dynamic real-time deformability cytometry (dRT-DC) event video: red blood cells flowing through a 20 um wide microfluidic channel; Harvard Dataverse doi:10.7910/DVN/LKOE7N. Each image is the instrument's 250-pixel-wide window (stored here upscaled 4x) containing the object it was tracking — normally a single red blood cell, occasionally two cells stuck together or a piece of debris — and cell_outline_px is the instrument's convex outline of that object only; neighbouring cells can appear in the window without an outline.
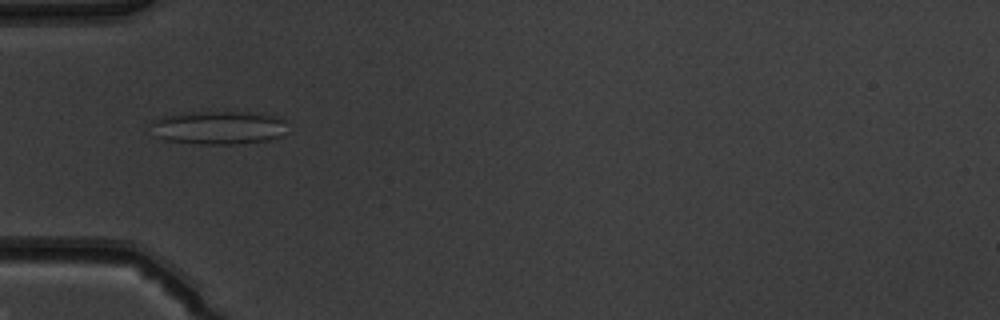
{"species": "common noctule bat (a hibernating species)", "species_latin": "Nyctalus noctula", "temperature_condition": "warm", "stored_images_in_passage": 43, "camera_frame_rate_fps": 3000, "um_per_image_px": 0.085, "animal": {"sex": "male", "body_mass_g": 19.5, "forearm_length_mm": 54.6}, "frame": {"image": 1, "passage_image": 10, "time_ms": 3.0, "image_size_px": [1000, 320], "cell_outline_px": [[284, 132], [280, 136], [268, 140], [236, 144], [200, 144], [164, 140], [156, 136], [148, 124], [152, 120], [164, 116], [192, 112], [252, 112], [280, 116], [284, 120]], "centroid_in_image_um": [18.54, 10.84], "position_along_channel_um": 66.5, "area_um2": 26.7}}
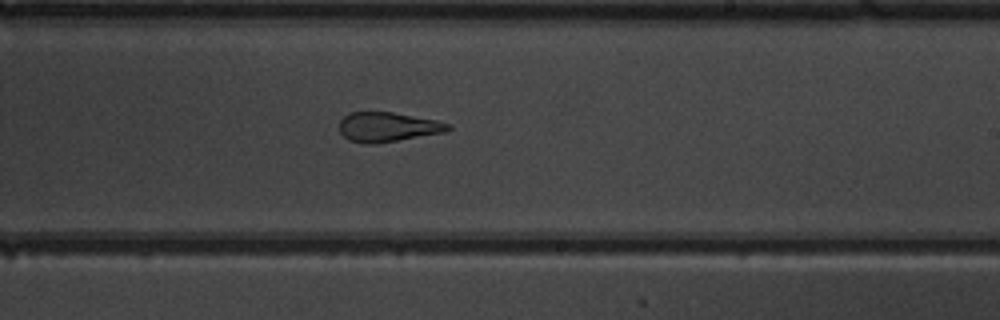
{"frame": {"image": 2, "passage_image": 24, "time_ms": 7.667, "image_size_px": [1000, 320], "cell_outline_px": [[452, 128], [448, 132], [376, 144], [364, 144], [348, 140], [340, 132], [340, 120], [348, 112], [392, 112], [436, 120], [448, 124]], "centroid_in_image_um": [32.95, 10.8], "position_along_channel_um": 256.0, "area_um2": 18.9}}
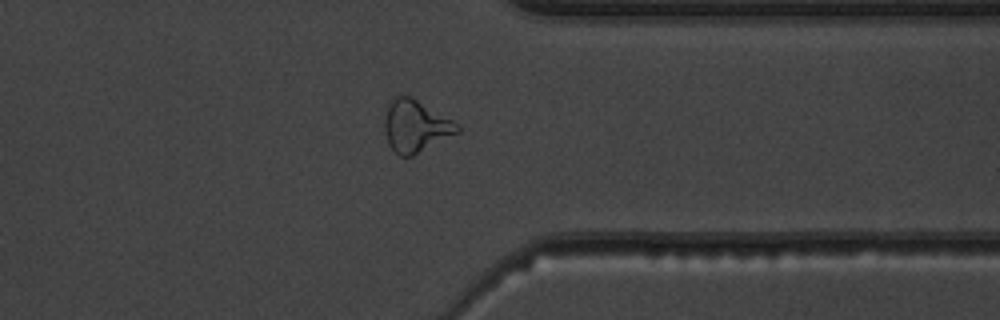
{"frame": {"image": 3, "passage_image": 33, "time_ms": 10.667, "image_size_px": [1000, 320], "cell_outline_px": [[460, 132], [412, 156], [400, 156], [388, 144], [384, 132], [384, 116], [388, 100], [396, 96], [408, 96], [416, 100], [452, 120], [460, 128]], "centroid_in_image_um": [35.27, 10.73], "position_along_channel_um": 376.1, "area_um2": 21.91}, "authors_computed_cell_mechanics": {"area_um2": 21.9062, "velocity_mm_per_s": 4.0904, "shape_relaxation_time_tau1_ms": null, "shape_relaxation_time_tau2_ms": 0.767, "deformation_change_tau1": null, "deformation_change_tau2": 0.0977}}